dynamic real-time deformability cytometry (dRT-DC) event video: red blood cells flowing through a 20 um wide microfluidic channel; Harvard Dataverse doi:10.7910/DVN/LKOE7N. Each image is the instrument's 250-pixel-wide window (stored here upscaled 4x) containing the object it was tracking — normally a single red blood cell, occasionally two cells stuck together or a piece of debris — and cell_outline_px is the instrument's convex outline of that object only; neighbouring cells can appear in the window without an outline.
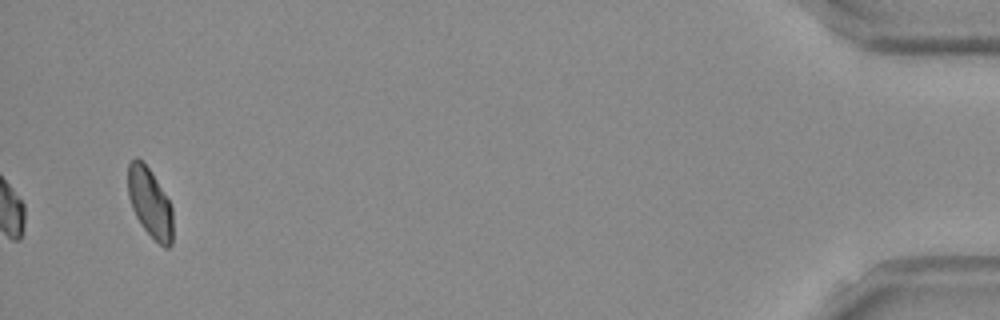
{"species": "Egyptian fruit bat (a non-hibernating species)", "species_latin": "Rousettus aegyptiacus", "temperature_condition": "room temperature", "stored_images_in_passage": 41, "camera_frame_rate_fps": 3000, "um_per_image_px": 0.085, "frame": {"image": 1, "passage_image": 41, "time_ms": 13.333, "image_size_px": [1000, 320], "cell_outline_px": [[172, 244], [168, 248], [164, 248], [144, 228], [136, 216], [132, 208], [128, 196], [128, 164], [136, 156], [152, 172], [168, 200], [172, 208]], "centroid_in_image_um": [12.74, 17.24], "position_along_channel_um": 422.5, "area_um2": 17.86}, "authors_computed_cell_mechanics": {"area_um2": 15.2014, "velocity_mm_per_s": 3.8287, "shape_relaxation_time_tau1_ms": 3.9098, "shape_relaxation_time_tau2_ms": 11.395, "deformation_change_tau1": 0.0986, "deformation_change_tau2": 0.123}}